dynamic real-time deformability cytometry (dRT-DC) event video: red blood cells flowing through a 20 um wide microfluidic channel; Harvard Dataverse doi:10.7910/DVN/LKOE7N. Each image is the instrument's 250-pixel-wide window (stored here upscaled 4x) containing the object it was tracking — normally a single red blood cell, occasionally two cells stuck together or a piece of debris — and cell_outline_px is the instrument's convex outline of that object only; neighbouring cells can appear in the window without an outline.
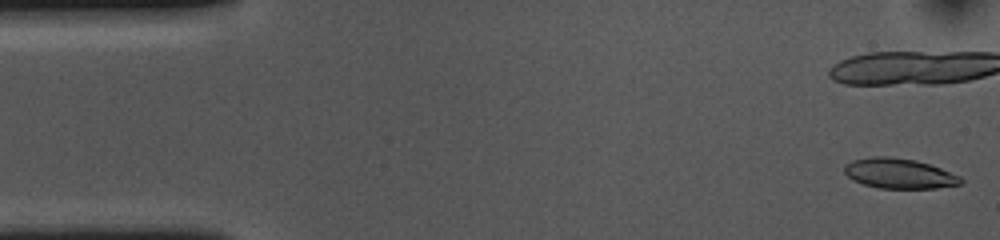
{"species": "common noctule bat (a hibernating species)", "species_latin": "Nyctalus noctula", "temperature_condition": "cold", "stored_images_in_passage": 17, "camera_frame_rate_fps": 3000, "um_per_image_px": 0.085, "animal": {"sex": "female", "body_mass_g": 10.0, "forearm_length_mm": 53.1}, "frame": {"image": 1, "passage_image": 1, "time_ms": 0.0, "image_size_px": [1000, 240], "cell_outline_px": [[964, 180], [960, 184], [936, 188], [880, 188], [864, 184], [852, 180], [844, 172], [844, 164], [852, 160], [872, 156], [888, 156], [916, 160], [940, 168], [960, 176]], "centroid_in_image_um": [76.4, 14.74], "position_along_channel_um": 8.6, "area_um2": 20.4}}